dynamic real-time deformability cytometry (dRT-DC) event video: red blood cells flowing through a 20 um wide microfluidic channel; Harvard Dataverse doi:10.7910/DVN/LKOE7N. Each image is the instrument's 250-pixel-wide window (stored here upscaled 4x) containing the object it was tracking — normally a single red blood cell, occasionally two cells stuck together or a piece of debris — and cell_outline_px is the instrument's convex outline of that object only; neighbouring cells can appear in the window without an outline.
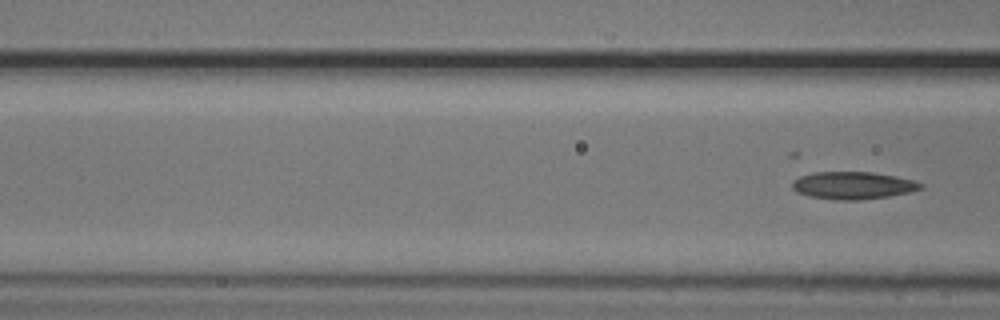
{"species": "common noctule bat (a hibernating species)", "species_latin": "Nyctalus noctula", "temperature_condition": "cold", "stored_images_in_passage": 4, "segment_of_instrument_passage": [2, 2], "camera_frame_rate_fps": 3000, "um_per_image_px": 0.085, "animal": {"sex": "male", "body_mass_g": 20.5, "forearm_length_mm": 52.5}, "frame": {"image": 1, "passage_image": 4, "time_ms": 1.0, "image_size_px": [1000, 320], "cell_outline_px": [[924, 188], [908, 192], [888, 196], [860, 200], [840, 200], [808, 196], [796, 192], [792, 188], [792, 180], [800, 176], [812, 172], [872, 172], [896, 176], [912, 180], [924, 184]], "centroid_in_image_um": [72.48, 15.75], "position_along_channel_um": 94.1, "area_um2": 20.58}}